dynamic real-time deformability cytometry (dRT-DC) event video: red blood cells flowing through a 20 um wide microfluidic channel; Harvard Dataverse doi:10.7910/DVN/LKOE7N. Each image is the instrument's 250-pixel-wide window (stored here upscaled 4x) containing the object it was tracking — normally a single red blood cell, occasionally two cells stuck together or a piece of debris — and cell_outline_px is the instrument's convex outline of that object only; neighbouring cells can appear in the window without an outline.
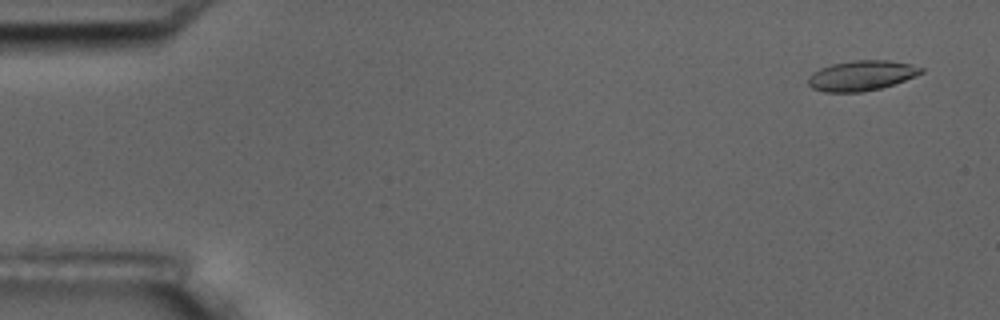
{"species": "common noctule bat (a hibernating species)", "species_latin": "Nyctalus noctula", "temperature_condition": "room temperature", "stored_images_in_passage": 4, "camera_frame_rate_fps": 3000, "um_per_image_px": 0.085, "animal": {"sex": "male", "body_mass_g": 17.5, "forearm_length_mm": 52.3}, "frame": {"image": 1, "passage_image": 1, "time_ms": 0.0, "image_size_px": [1000, 320], "cell_outline_px": [[924, 72], [916, 76], [880, 88], [860, 92], [824, 92], [812, 88], [808, 84], [808, 76], [812, 72], [820, 68], [832, 64], [856, 60], [888, 60], [912, 64], [924, 68]], "centroid_in_image_um": [73.22, 6.42], "position_along_channel_um": 11.8, "area_um2": 19.83}}